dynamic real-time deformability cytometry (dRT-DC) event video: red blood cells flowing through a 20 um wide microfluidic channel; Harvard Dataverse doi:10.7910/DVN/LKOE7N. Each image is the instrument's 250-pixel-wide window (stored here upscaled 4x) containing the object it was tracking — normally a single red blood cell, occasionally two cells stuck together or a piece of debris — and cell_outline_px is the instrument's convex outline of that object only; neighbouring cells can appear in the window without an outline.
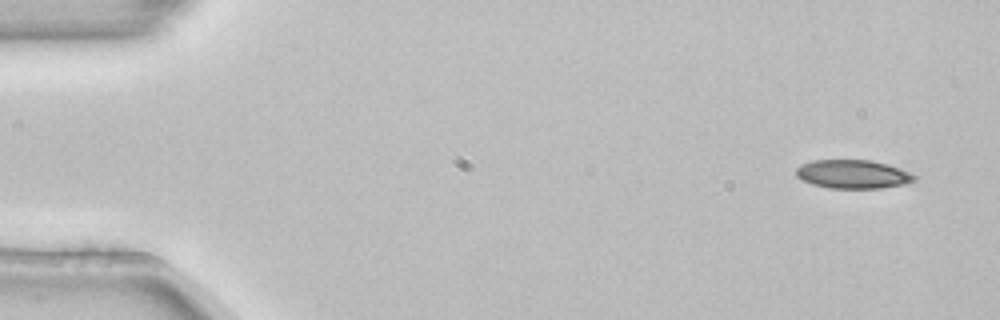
{"species": "common noctule bat (a hibernating species)", "species_latin": "Nyctalus noctula", "temperature_condition": "room temperature", "stored_images_in_passage": 5, "camera_frame_rate_fps": 3000, "um_per_image_px": 0.085, "animal": {"sex": "female", "body_mass_g": 22.7, "forearm_length_mm": 54.2}, "frame": {"image": 1, "passage_image": 1, "time_ms": 0.0, "image_size_px": [1000, 320], "cell_outline_px": [[916, 180], [904, 184], [880, 188], [828, 188], [812, 184], [796, 176], [796, 168], [812, 160], [872, 160], [888, 164], [900, 168], [916, 176]], "centroid_in_image_um": [72.51, 14.8], "position_along_channel_um": 12.5, "area_um2": 19.65}}
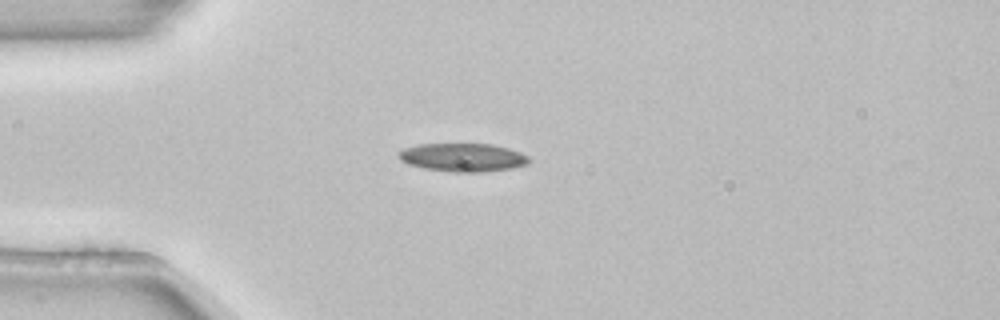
{"frame": {"image": 2, "passage_image": 4, "time_ms": 1.0, "image_size_px": [1000, 320], "cell_outline_px": [[532, 160], [528, 164], [512, 168], [484, 172], [448, 172], [424, 168], [408, 164], [400, 160], [396, 156], [396, 152], [404, 148], [420, 144], [492, 144], [508, 148], [520, 152], [528, 156]], "centroid_in_image_um": [39.32, 13.38], "position_along_channel_um": 45.7, "area_um2": 21.79}}
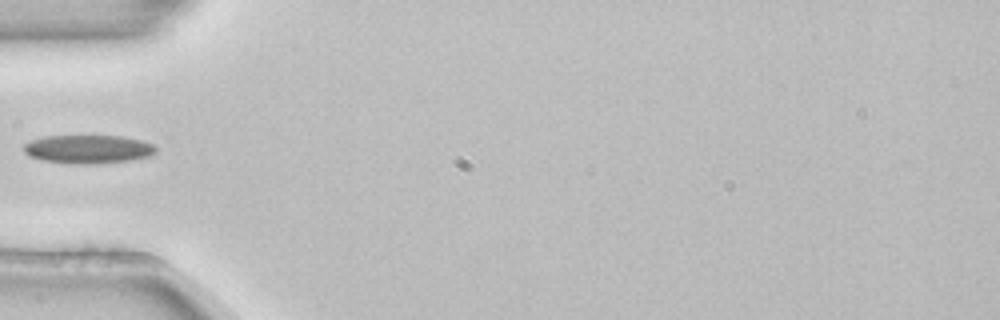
{"frame": {"image": 3, "passage_image": 5, "time_ms": 1.333, "image_size_px": [1000, 320], "cell_outline_px": [[156, 152], [152, 156], [132, 160], [88, 164], [84, 164], [44, 160], [28, 156], [24, 152], [24, 144], [32, 140], [48, 136], [120, 136], [140, 140], [152, 144], [156, 148]], "centroid_in_image_um": [7.52, 12.68], "position_along_channel_um": 77.5, "area_um2": 21.68}}